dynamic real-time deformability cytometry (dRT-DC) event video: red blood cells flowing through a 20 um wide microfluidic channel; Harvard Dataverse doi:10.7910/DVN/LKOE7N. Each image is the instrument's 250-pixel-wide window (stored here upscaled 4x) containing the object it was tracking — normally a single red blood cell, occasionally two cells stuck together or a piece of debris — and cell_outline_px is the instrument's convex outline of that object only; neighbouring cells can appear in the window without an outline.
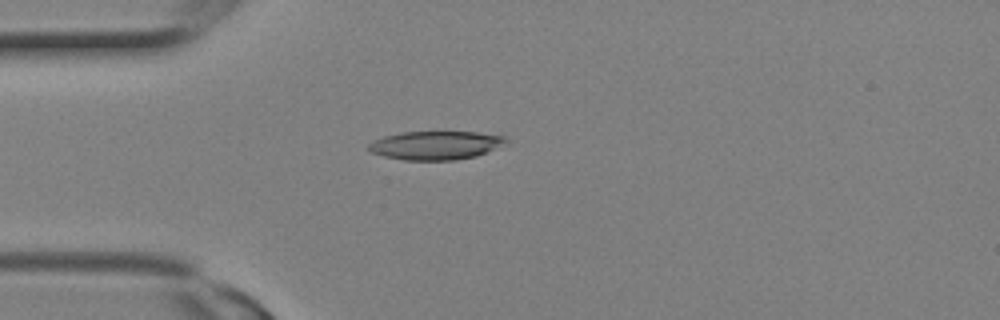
{"species": "Egyptian fruit bat (a non-hibernating species)", "species_latin": "Rousettus aegyptiacus", "temperature_condition": "room temperature", "stored_images_in_passage": 11, "camera_frame_rate_fps": 3000, "um_per_image_px": 0.085, "animal": {"sex": "female"}, "frame": {"image": 1, "passage_image": 7, "time_ms": 2.0, "image_size_px": [1000, 320], "cell_outline_px": [[508, 140], [488, 152], [476, 156], [456, 160], [404, 160], [384, 156], [372, 152], [368, 148], [368, 144], [372, 140], [384, 136], [400, 132], [476, 132], [508, 136]], "centroid_in_image_um": [37.02, 12.35], "position_along_channel_um": 48.0, "area_um2": 22.89}}
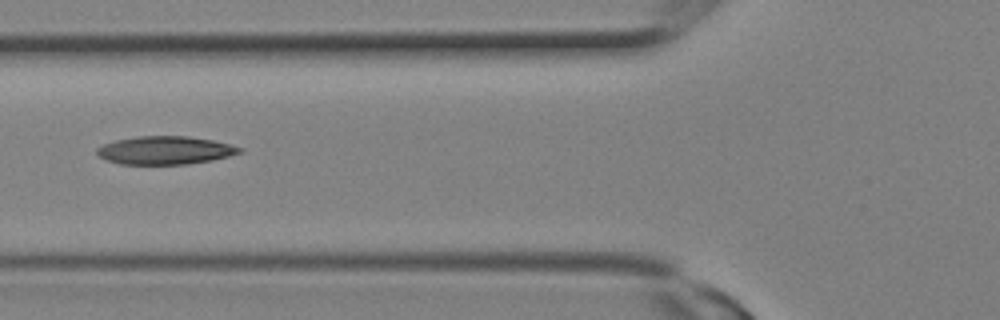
{"frame": {"image": 2, "passage_image": 10, "time_ms": 3.0, "image_size_px": [1000, 320], "cell_outline_px": [[244, 148], [240, 152], [228, 156], [212, 160], [184, 164], [120, 164], [108, 160], [100, 156], [96, 152], [96, 148], [104, 144], [116, 140], [136, 136], [188, 136], [212, 140]], "centroid_in_image_um": [14.02, 12.77], "position_along_channel_um": 111.8, "area_um2": 23.18}}